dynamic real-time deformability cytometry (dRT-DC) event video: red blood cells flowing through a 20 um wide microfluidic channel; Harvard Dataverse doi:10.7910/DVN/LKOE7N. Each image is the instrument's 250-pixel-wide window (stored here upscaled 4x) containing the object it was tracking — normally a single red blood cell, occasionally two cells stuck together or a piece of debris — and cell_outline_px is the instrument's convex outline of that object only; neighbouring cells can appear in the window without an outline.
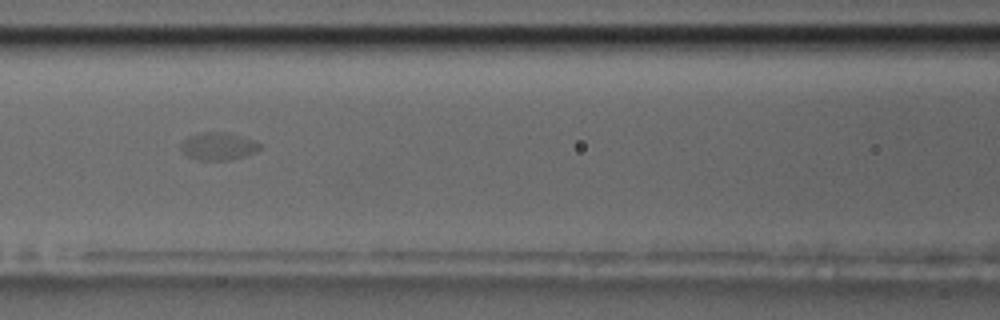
{"species": "common noctule bat (a hibernating species)", "species_latin": "Nyctalus noctula", "temperature_condition": "room temperature", "stored_images_in_passage": 4, "camera_frame_rate_fps": 3000, "um_per_image_px": 0.085, "animal": {"sex": "male", "body_mass_g": 17.5, "forearm_length_mm": 52.3}, "frame": {"image": 1, "passage_image": 3, "time_ms": 2.333, "image_size_px": [1000, 320], "cell_outline_px": [[264, 144], [260, 148], [244, 156], [228, 160], [196, 160], [188, 156], [180, 148], [180, 144], [184, 140], [192, 136], [204, 132], [224, 132], [240, 136]], "centroid_in_image_um": [18.55, 12.44], "position_along_channel_um": 148.1, "area_um2": 12.43}}
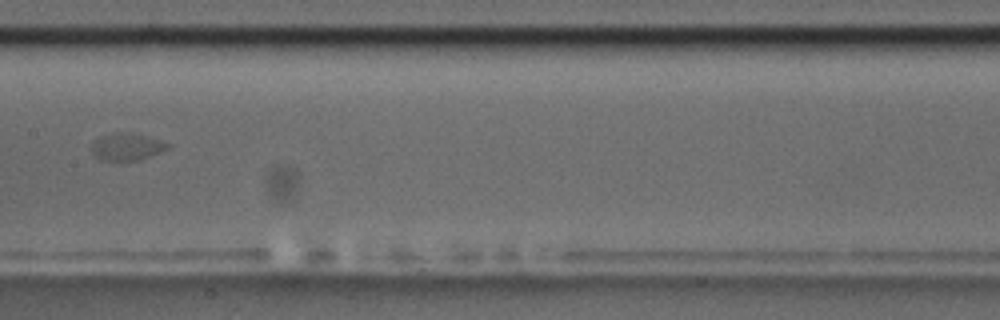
{"frame": {"image": 2, "passage_image": 4, "time_ms": 3.667, "image_size_px": [1000, 320], "cell_outline_px": [[172, 144], [168, 148], [160, 152], [140, 160], [100, 160], [92, 152], [92, 144], [100, 136], [112, 132], [128, 132], [148, 136]], "centroid_in_image_um": [10.8, 12.46], "position_along_channel_um": 196.6, "area_um2": 12.08}}